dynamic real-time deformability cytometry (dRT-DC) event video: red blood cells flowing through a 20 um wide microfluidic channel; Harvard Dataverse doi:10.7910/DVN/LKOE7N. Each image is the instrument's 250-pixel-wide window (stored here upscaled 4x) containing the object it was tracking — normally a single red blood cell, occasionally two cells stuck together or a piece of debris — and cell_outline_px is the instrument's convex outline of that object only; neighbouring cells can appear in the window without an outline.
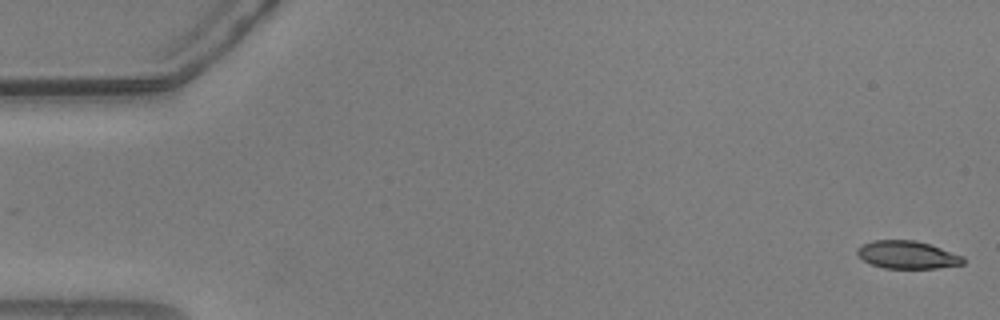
{"species": "common noctule bat (a hibernating species)", "species_latin": "Nyctalus noctula", "temperature_condition": "warm", "stored_images_in_passage": 26, "camera_frame_rate_fps": 3000, "um_per_image_px": 0.085, "animal": {"sex": "male", "body_mass_g": 20.5, "forearm_length_mm": 52.5}, "frame": {"image": 1, "passage_image": 1, "time_ms": 0.0, "image_size_px": [1000, 320], "cell_outline_px": [[964, 264], [936, 268], [884, 268], [872, 264], [864, 260], [856, 252], [856, 248], [860, 244], [872, 240], [916, 240], [964, 256]], "centroid_in_image_um": [77.1, 21.65], "position_along_channel_um": 7.9, "area_um2": 17.11}}
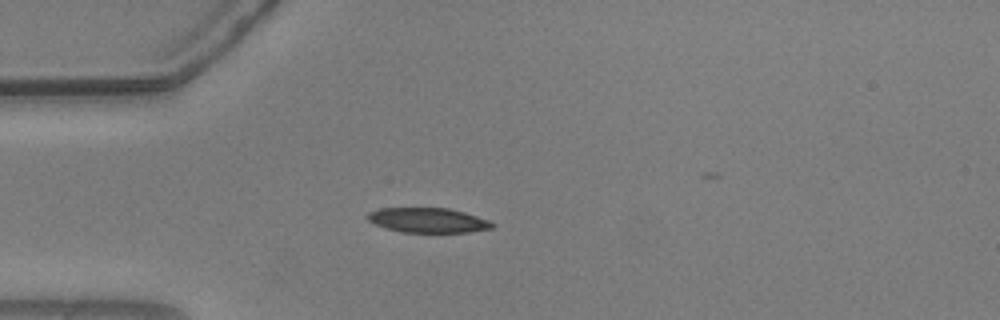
{"frame": {"image": 2, "passage_image": 15, "time_ms": 4.667, "image_size_px": [1000, 320], "cell_outline_px": [[496, 224], [492, 228], [468, 232], [404, 232], [388, 228], [376, 224], [368, 220], [364, 216], [368, 212], [380, 208], [448, 208], [464, 212], [488, 220]], "centroid_in_image_um": [36.37, 18.71], "position_along_channel_um": 48.6, "area_um2": 17.86}}
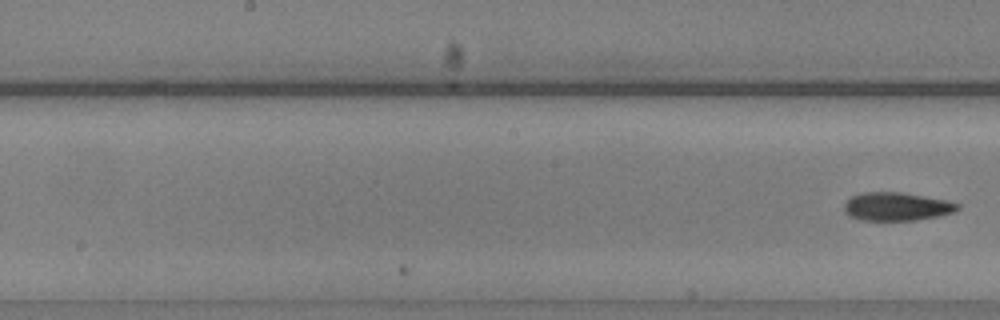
{"frame": {"image": 3, "passage_image": 26, "time_ms": 8.333, "image_size_px": [1000, 320], "cell_outline_px": [[960, 208], [956, 212], [940, 216], [916, 220], [860, 220], [848, 216], [844, 212], [844, 204], [852, 196], [860, 192], [900, 192], [948, 200], [960, 204]], "centroid_in_image_um": [76.23, 17.56], "position_along_channel_um": 172.0, "area_um2": 18.96}}